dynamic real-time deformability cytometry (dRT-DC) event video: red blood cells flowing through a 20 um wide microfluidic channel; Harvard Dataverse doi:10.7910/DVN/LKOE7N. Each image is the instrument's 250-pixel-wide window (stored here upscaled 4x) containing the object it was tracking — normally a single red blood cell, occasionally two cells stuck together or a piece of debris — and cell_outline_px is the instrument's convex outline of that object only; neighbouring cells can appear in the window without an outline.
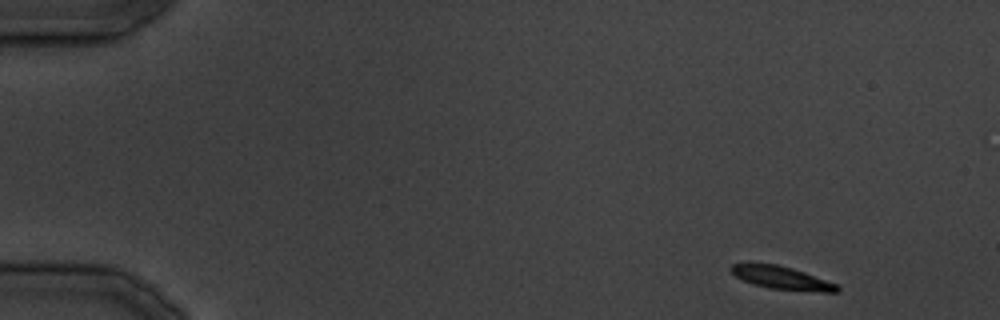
{"species": "common noctule bat (a hibernating species)", "species_latin": "Nyctalus noctula", "temperature_condition": "cold", "stored_images_in_passage": 33, "camera_frame_rate_fps": 3000, "um_per_image_px": 0.085, "animal": {"sex": "male", "body_mass_g": 19.5, "forearm_length_mm": 54.6}, "frame": {"image": 1, "passage_image": 1, "time_ms": 0.0, "image_size_px": [1000, 320], "cell_outline_px": [[840, 292], [820, 292], [772, 288], [752, 284], [736, 276], [728, 268], [732, 264], [748, 260], [752, 260], [776, 264], [792, 268], [840, 284]], "centroid_in_image_um": [66.41, 23.57], "position_along_channel_um": 18.6, "area_um2": 14.8}}
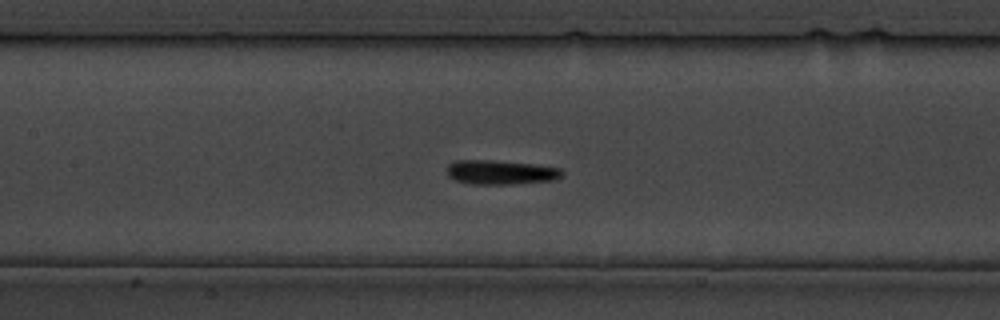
{"frame": {"image": 2, "passage_image": 15, "time_ms": 16.667, "image_size_px": [1000, 320], "cell_outline_px": [[564, 172], [560, 176], [552, 180], [512, 184], [472, 184], [456, 180], [448, 176], [448, 164], [456, 160], [492, 160], [536, 164], [560, 168]], "centroid_in_image_um": [42.55, 14.63], "position_along_channel_um": 164.9, "area_um2": 16.24}}
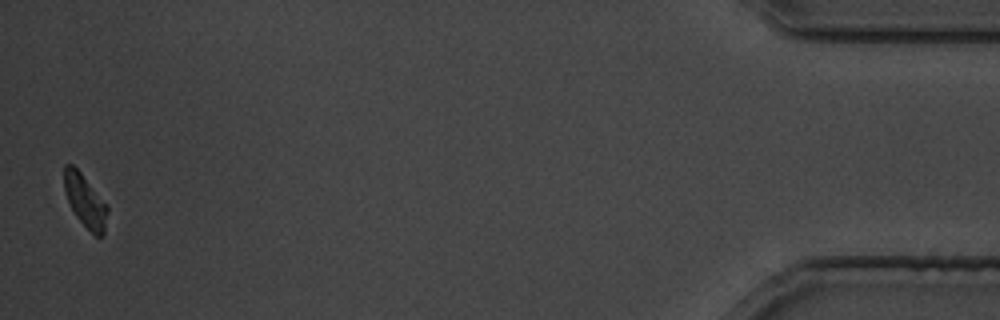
{"frame": {"image": 3, "passage_image": 33, "time_ms": 39.0, "image_size_px": [1000, 320], "cell_outline_px": [[108, 212], [104, 232], [100, 236], [96, 236], [76, 216], [68, 200], [64, 188], [64, 164], [72, 164], [80, 172], [108, 208]], "centroid_in_image_um": [7.22, 17.06], "position_along_channel_um": 428.0, "area_um2": 12.66}}